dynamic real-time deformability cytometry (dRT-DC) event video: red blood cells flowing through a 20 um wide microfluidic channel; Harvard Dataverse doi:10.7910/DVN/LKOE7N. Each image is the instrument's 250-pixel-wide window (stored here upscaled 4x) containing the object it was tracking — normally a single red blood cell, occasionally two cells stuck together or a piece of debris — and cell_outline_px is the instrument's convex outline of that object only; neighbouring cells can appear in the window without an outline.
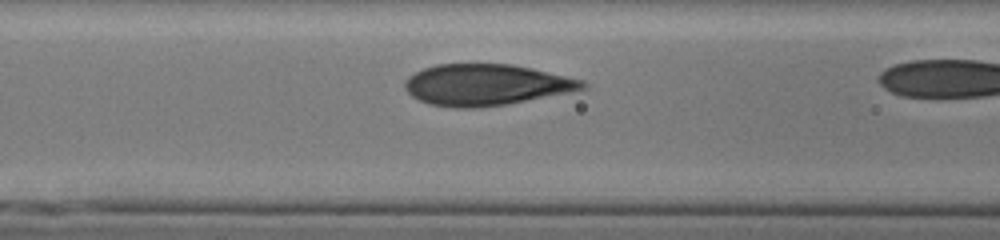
{"species": "human", "species_latin": "Homo sapiens", "temperature_condition": "cold", "stored_images_in_passage": 7, "camera_frame_rate_fps": 3000, "um_per_image_px": 0.085, "donor": {"sex": "male"}, "frame": {"image": 1, "passage_image": 6, "time_ms": 1.667, "image_size_px": [1000, 240], "cell_outline_px": [[588, 88], [572, 92], [504, 104], [476, 108], [456, 108], [428, 104], [412, 96], [404, 88], [404, 80], [408, 76], [424, 68], [436, 64], [512, 64], [532, 68], [584, 80], [588, 84]], "centroid_in_image_um": [41.32, 7.2], "position_along_channel_um": 125.3, "area_um2": 42.77}}